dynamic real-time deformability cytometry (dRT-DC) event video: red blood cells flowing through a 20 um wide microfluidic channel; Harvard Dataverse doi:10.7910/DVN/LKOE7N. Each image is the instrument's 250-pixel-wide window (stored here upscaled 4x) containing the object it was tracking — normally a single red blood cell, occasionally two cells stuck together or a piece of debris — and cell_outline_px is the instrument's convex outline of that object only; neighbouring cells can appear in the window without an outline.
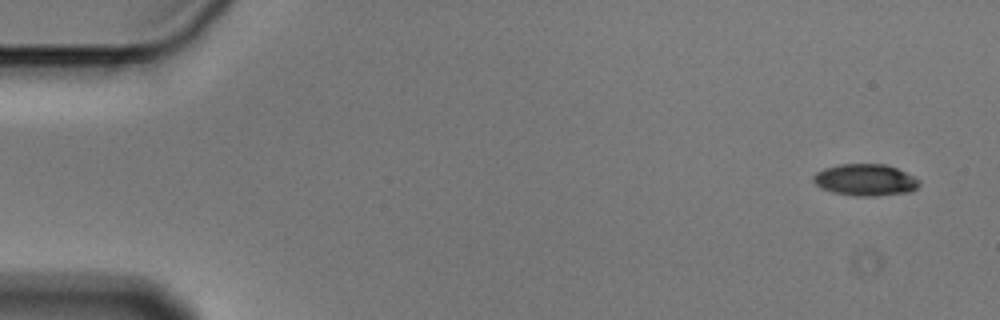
{"species": "Egyptian fruit bat (a non-hibernating species)", "species_latin": "Rousettus aegyptiacus", "temperature_condition": "cold", "stored_images_in_passage": 5, "camera_frame_rate_fps": 3000, "um_per_image_px": 0.085, "animal": {"sex": "male"}, "frame": {"image": 1, "passage_image": 1, "time_ms": 0.0, "image_size_px": [1000, 320], "cell_outline_px": [[920, 184], [916, 188], [908, 192], [876, 196], [856, 196], [832, 192], [820, 188], [812, 180], [812, 176], [816, 172], [824, 168], [840, 164], [884, 164], [896, 168], [920, 180]], "centroid_in_image_um": [73.51, 15.29], "position_along_channel_um": 11.5, "area_um2": 19.54}}
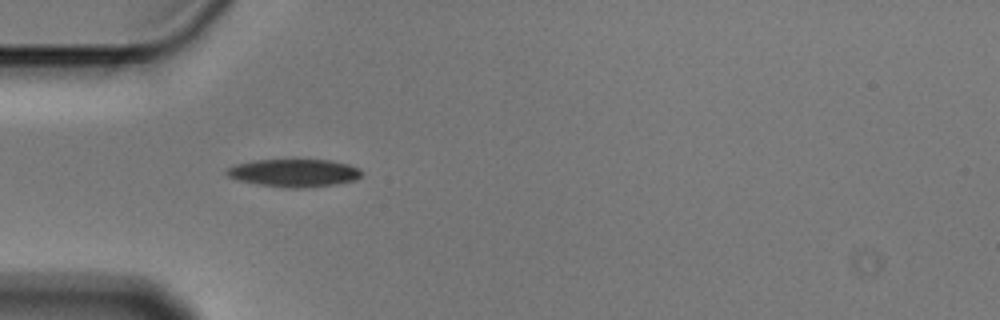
{"frame": {"image": 2, "passage_image": 4, "time_ms": 1.0, "image_size_px": [1000, 320], "cell_outline_px": [[360, 176], [356, 180], [336, 184], [300, 188], [292, 188], [260, 184], [236, 180], [228, 176], [224, 172], [228, 168], [236, 164], [252, 160], [332, 160], [348, 164], [360, 168]], "centroid_in_image_um": [24.99, 14.69], "position_along_channel_um": 60.0, "area_um2": 21.73}}
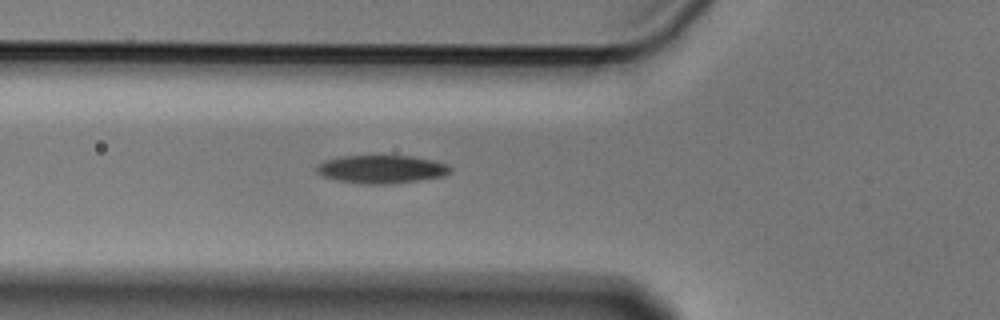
{"frame": {"image": 3, "passage_image": 5, "time_ms": 1.333, "image_size_px": [1000, 320], "cell_outline_px": [[452, 168], [444, 176], [416, 180], [384, 184], [360, 184], [336, 180], [320, 176], [316, 172], [316, 168], [324, 160], [340, 156], [412, 156], [432, 160], [448, 164]], "centroid_in_image_um": [32.38, 14.38], "position_along_channel_um": 93.4, "area_um2": 21.85}}